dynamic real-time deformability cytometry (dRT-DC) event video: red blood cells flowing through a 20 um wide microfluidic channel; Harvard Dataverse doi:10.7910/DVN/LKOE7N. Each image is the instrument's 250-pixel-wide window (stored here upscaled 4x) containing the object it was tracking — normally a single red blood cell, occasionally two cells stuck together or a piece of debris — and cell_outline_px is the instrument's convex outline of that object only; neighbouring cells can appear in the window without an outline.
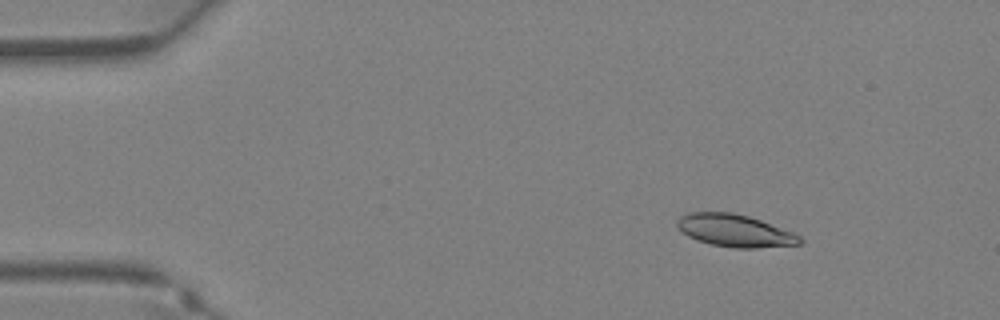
{"species": "Egyptian fruit bat (a non-hibernating species)", "species_latin": "Rousettus aegyptiacus", "temperature_condition": "warm", "stored_images_in_passage": 37, "camera_frame_rate_fps": 3000, "um_per_image_px": 0.085, "animal": {"sex": "female"}, "frame": {"image": 1, "passage_image": 5, "time_ms": 1.333, "image_size_px": [1000, 320], "cell_outline_px": [[804, 240], [800, 244], [756, 248], [732, 248], [712, 244], [696, 240], [688, 236], [676, 224], [676, 220], [680, 216], [688, 212], [732, 212], [748, 216], [796, 232]], "centroid_in_image_um": [62.5, 19.6], "position_along_channel_um": 22.5, "area_um2": 23.29}}
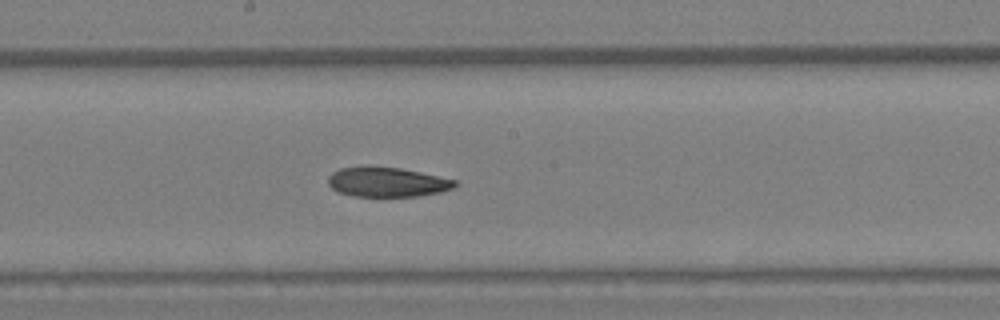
{"frame": {"image": 2, "passage_image": 20, "time_ms": 6.333, "image_size_px": [1000, 320], "cell_outline_px": [[460, 184], [452, 188], [440, 192], [416, 196], [352, 196], [336, 192], [328, 184], [328, 176], [332, 172], [340, 168], [360, 164], [368, 164], [400, 168], [420, 172], [456, 180]], "centroid_in_image_um": [32.84, 15.44], "position_along_channel_um": 215.4, "area_um2": 22.48}}
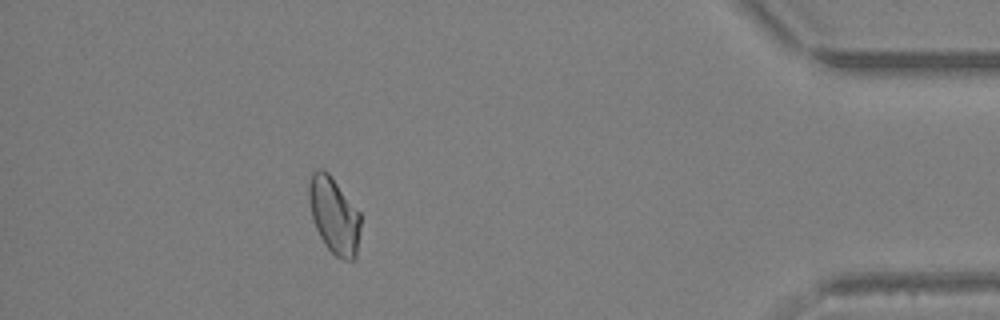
{"frame": {"image": 3, "passage_image": 33, "time_ms": 10.667, "image_size_px": [1000, 320], "cell_outline_px": [[360, 228], [356, 256], [352, 260], [344, 260], [336, 256], [324, 244], [316, 228], [312, 216], [308, 200], [308, 184], [312, 172], [316, 168], [324, 168], [328, 172], [360, 212]], "centroid_in_image_um": [28.38, 18.28], "position_along_channel_um": 406.8, "area_um2": 23.06}}